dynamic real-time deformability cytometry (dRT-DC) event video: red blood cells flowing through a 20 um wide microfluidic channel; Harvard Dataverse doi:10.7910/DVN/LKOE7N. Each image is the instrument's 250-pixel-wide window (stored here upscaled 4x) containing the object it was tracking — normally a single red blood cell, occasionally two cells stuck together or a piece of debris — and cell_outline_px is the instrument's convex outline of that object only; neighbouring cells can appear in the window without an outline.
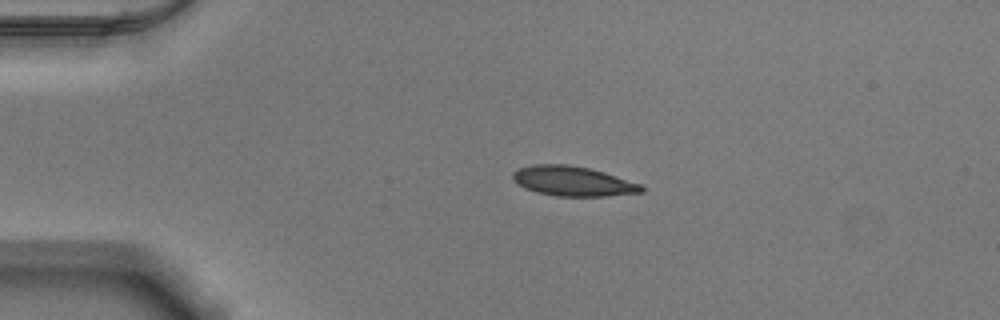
{"species": "Egyptian fruit bat (a non-hibernating species)", "species_latin": "Rousettus aegyptiacus", "temperature_condition": "warm", "stored_images_in_passage": 42, "camera_frame_rate_fps": 3000, "um_per_image_px": 0.085, "animal": {"sex": "male"}, "frame": {"image": 1, "passage_image": 1, "time_ms": 0.0, "image_size_px": [1000, 320], "cell_outline_px": [[644, 192], [604, 196], [556, 196], [536, 192], [524, 188], [512, 180], [512, 172], [520, 168], [532, 164], [568, 164], [588, 168], [604, 172], [640, 184], [644, 188]], "centroid_in_image_um": [48.65, 15.4], "position_along_channel_um": 36.3, "area_um2": 22.31}}
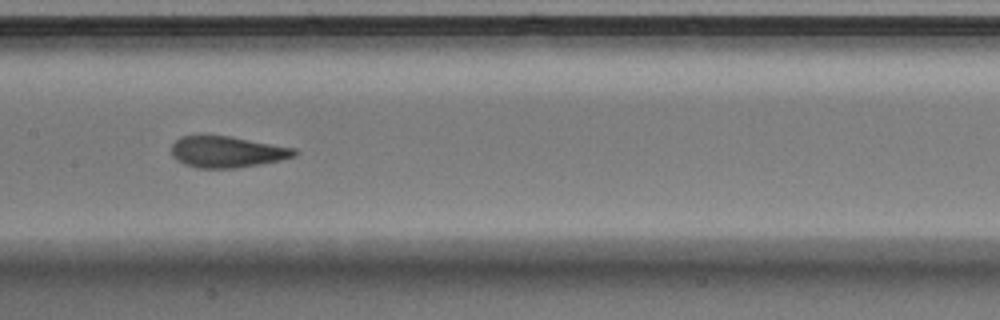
{"frame": {"image": 2, "passage_image": 16, "time_ms": 5.0, "image_size_px": [1000, 320], "cell_outline_px": [[300, 152], [296, 156], [280, 160], [260, 164], [236, 168], [196, 168], [184, 164], [176, 160], [172, 156], [172, 144], [180, 136], [228, 136], [296, 148]], "centroid_in_image_um": [19.31, 12.92], "position_along_channel_um": 188.1, "area_um2": 22.43}}
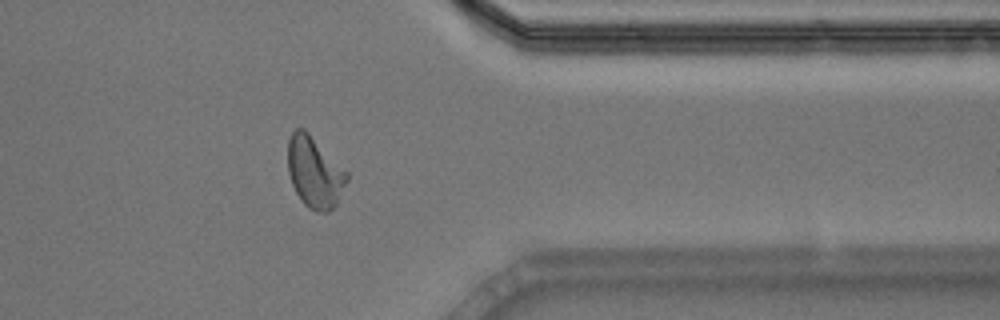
{"frame": {"image": 3, "passage_image": 32, "time_ms": 10.333, "image_size_px": [1000, 320], "cell_outline_px": [[348, 180], [336, 204], [328, 212], [316, 212], [308, 208], [300, 200], [292, 184], [288, 172], [288, 140], [292, 132], [296, 128], [304, 128], [348, 172]], "centroid_in_image_um": [26.73, 14.65], "position_along_channel_um": 384.7, "area_um2": 24.45}, "authors_computed_cell_mechanics": {"area_um2": 23.0044, "velocity_mm_per_s": 3.8648, "shape_relaxation_time_tau1_ms": 4.8182, "shape_relaxation_time_tau2_ms": null, "deformation_change_tau1": 0.1916, "deformation_change_tau2": null}}